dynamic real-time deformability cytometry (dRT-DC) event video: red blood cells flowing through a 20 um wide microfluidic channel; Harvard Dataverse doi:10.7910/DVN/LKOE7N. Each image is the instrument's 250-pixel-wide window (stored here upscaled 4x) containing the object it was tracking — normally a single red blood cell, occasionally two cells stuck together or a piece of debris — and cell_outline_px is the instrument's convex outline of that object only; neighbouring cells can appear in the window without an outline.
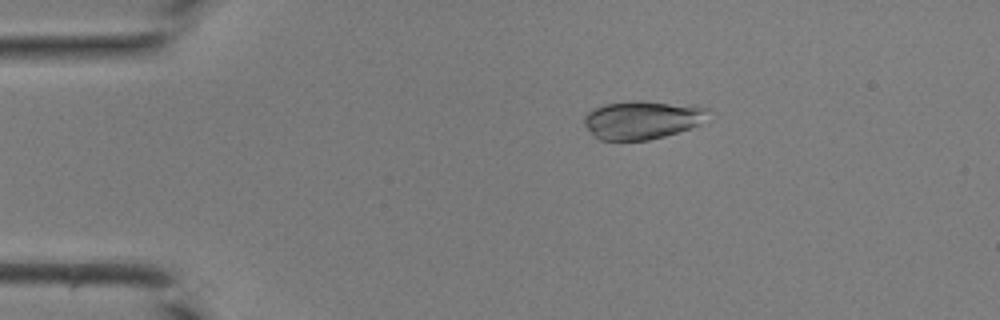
{"species": "common noctule bat (a hibernating species)", "species_latin": "Nyctalus noctula", "temperature_condition": "room temperature", "stored_images_in_passage": 42, "camera_frame_rate_fps": 3000, "um_per_image_px": 0.085, "animal": {"sex": "male", "body_mass_g": 19.0, "forearm_length_mm": 50.8}, "frame": {"image": 1, "passage_image": 8, "time_ms": 2.333, "image_size_px": [1000, 320], "cell_outline_px": [[708, 108], [696, 124], [688, 128], [664, 136], [648, 140], [600, 140], [592, 136], [584, 124], [584, 116], [592, 108], [604, 104], [636, 100], [640, 100], [696, 104]], "centroid_in_image_um": [54.49, 10.16], "position_along_channel_um": 30.5, "area_um2": 27.63}}
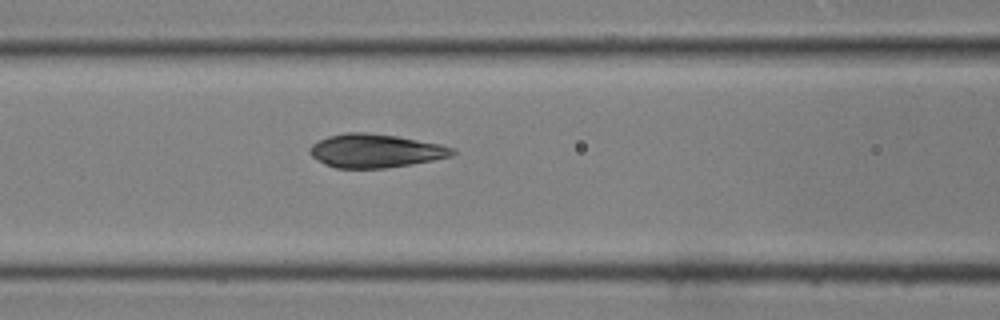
{"frame": {"image": 2, "passage_image": 18, "time_ms": 5.667, "image_size_px": [1000, 320], "cell_outline_px": [[456, 152], [452, 156], [432, 160], [384, 168], [336, 168], [324, 164], [312, 156], [308, 152], [308, 148], [316, 140], [328, 136], [344, 132], [368, 132], [396, 136], [440, 144], [456, 148]], "centroid_in_image_um": [31.87, 12.8], "position_along_channel_um": 134.7, "area_um2": 27.98}}
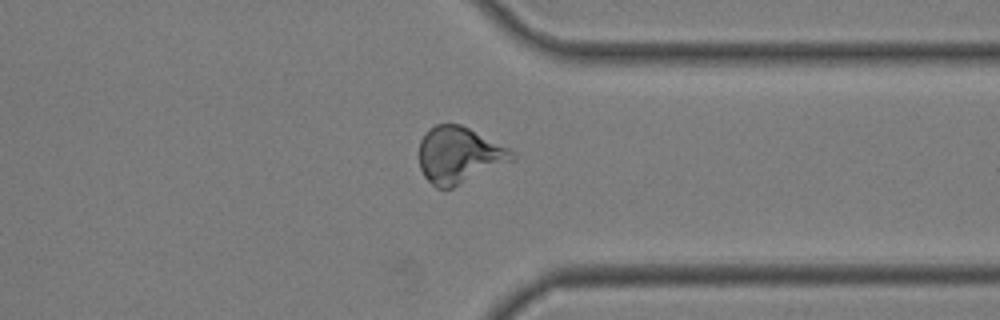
{"frame": {"image": 3, "passage_image": 33, "time_ms": 10.667, "image_size_px": [1000, 320], "cell_outline_px": [[516, 156], [512, 160], [452, 188], [436, 188], [424, 176], [420, 168], [420, 140], [424, 132], [428, 128], [436, 124], [460, 124], [516, 152]], "centroid_in_image_um": [38.99, 13.17], "position_along_channel_um": 372.4, "area_um2": 30.17}}